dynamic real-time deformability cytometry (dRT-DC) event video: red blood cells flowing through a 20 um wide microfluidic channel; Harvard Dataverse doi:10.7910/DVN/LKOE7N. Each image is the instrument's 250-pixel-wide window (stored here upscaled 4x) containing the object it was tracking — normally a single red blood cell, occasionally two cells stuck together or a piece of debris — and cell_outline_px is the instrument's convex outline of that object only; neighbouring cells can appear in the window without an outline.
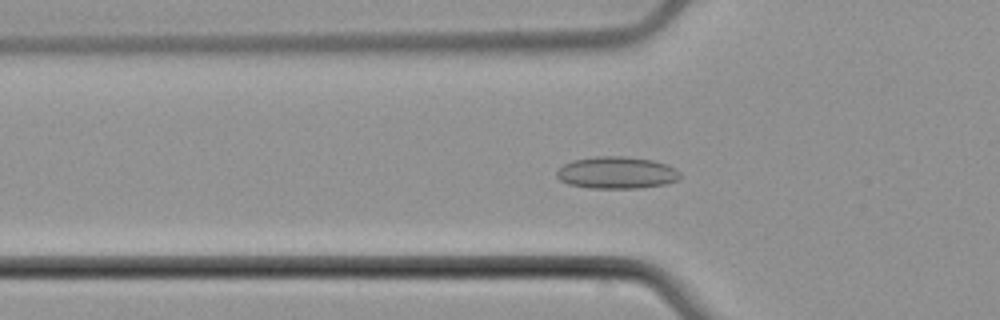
{"species": "common noctule bat (a hibernating species)", "species_latin": "Nyctalus noctula", "temperature_condition": "cold", "stored_images_in_passage": 56, "camera_frame_rate_fps": 3000, "um_per_image_px": 0.085, "animal": {"sex": "male", "body_mass_g": 21.5, "forearm_length_mm": 52.0}, "frame": {"image": 1, "passage_image": 20, "time_ms": 6.333, "image_size_px": [1000, 320], "cell_outline_px": [[680, 176], [676, 180], [664, 184], [640, 188], [588, 188], [568, 184], [560, 180], [556, 176], [556, 172], [564, 164], [572, 160], [596, 156], [624, 156], [652, 160], [664, 164], [680, 172]], "centroid_in_image_um": [52.36, 14.68], "position_along_channel_um": 73.4, "area_um2": 22.89}}
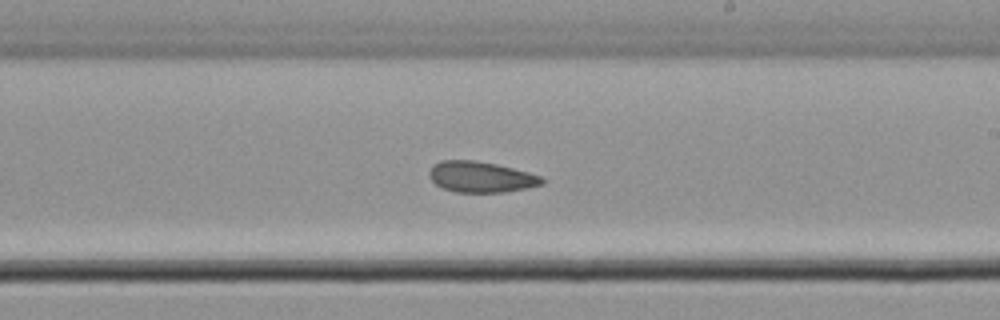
{"frame": {"image": 2, "passage_image": 34, "time_ms": 11.0, "image_size_px": [1000, 320], "cell_outline_px": [[544, 184], [504, 192], [456, 192], [444, 188], [436, 184], [428, 176], [428, 172], [432, 164], [440, 160], [476, 160], [496, 164], [528, 172], [540, 176], [544, 180]], "centroid_in_image_um": [40.83, 15.03], "position_along_channel_um": 248.2, "area_um2": 20.23}}
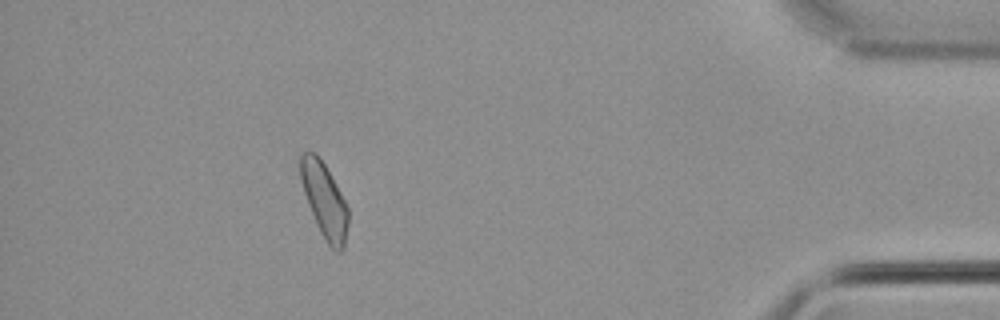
{"frame": {"image": 3, "passage_image": 51, "time_ms": 16.667, "image_size_px": [1000, 320], "cell_outline_px": [[348, 224], [344, 248], [340, 252], [336, 252], [324, 240], [316, 224], [304, 192], [300, 180], [300, 156], [304, 152], [316, 152], [320, 156], [336, 184], [348, 208]], "centroid_in_image_um": [27.57, 17.03], "position_along_channel_um": 407.6, "area_um2": 20.75}, "authors_computed_cell_mechanics": {"area_um2": 21.097, "velocity_mm_per_s": 3.7623, "shape_relaxation_time_tau1_ms": null, "shape_relaxation_time_tau2_ms": 2.3172, "deformation_change_tau1": null, "deformation_change_tau2": 0.0749}}